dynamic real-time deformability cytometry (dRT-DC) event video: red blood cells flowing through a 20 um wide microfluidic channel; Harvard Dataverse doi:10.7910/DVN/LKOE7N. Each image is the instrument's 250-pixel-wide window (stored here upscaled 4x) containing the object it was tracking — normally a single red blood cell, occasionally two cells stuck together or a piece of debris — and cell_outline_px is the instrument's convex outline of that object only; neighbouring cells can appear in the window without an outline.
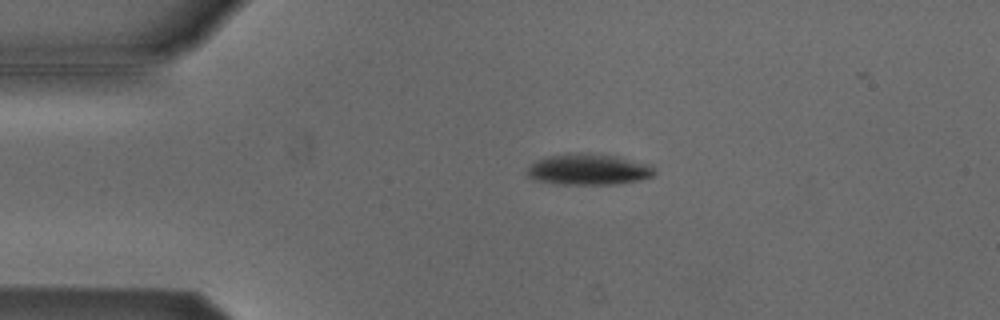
{"species": "Egyptian fruit bat (a non-hibernating species)", "species_latin": "Rousettus aegyptiacus", "temperature_condition": "cold", "stored_images_in_passage": 5, "camera_frame_rate_fps": 3000, "um_per_image_px": 0.085, "animal": {"sex": "male"}, "frame": {"image": 1, "passage_image": 4, "time_ms": 1.0, "image_size_px": [1000, 320], "cell_outline_px": [[656, 172], [652, 176], [636, 180], [616, 184], [560, 184], [532, 180], [524, 172], [528, 164], [536, 160], [548, 156], [568, 152], [596, 152], [620, 156], [652, 164]], "centroid_in_image_um": [49.98, 14.36], "position_along_channel_um": 35.0, "area_um2": 23.87}}